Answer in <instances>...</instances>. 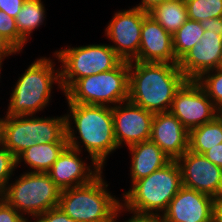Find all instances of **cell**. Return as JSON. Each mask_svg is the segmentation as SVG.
Here are the masks:
<instances>
[{"mask_svg":"<svg viewBox=\"0 0 222 222\" xmlns=\"http://www.w3.org/2000/svg\"><path fill=\"white\" fill-rule=\"evenodd\" d=\"M186 80L178 65L129 61L128 100L154 114L169 112L175 93Z\"/></svg>","mask_w":222,"mask_h":222,"instance_id":"1","label":"cell"},{"mask_svg":"<svg viewBox=\"0 0 222 222\" xmlns=\"http://www.w3.org/2000/svg\"><path fill=\"white\" fill-rule=\"evenodd\" d=\"M93 168H103L107 155L118 148L114 135L112 106L68 103Z\"/></svg>","mask_w":222,"mask_h":222,"instance_id":"2","label":"cell"},{"mask_svg":"<svg viewBox=\"0 0 222 222\" xmlns=\"http://www.w3.org/2000/svg\"><path fill=\"white\" fill-rule=\"evenodd\" d=\"M132 185V188L123 195L124 208L131 213H163L182 187L180 167L176 160H171L163 168L135 181Z\"/></svg>","mask_w":222,"mask_h":222,"instance_id":"3","label":"cell"},{"mask_svg":"<svg viewBox=\"0 0 222 222\" xmlns=\"http://www.w3.org/2000/svg\"><path fill=\"white\" fill-rule=\"evenodd\" d=\"M53 67L51 59L45 57L28 67L13 89L6 116H32L49 103L54 81L61 88L60 71Z\"/></svg>","mask_w":222,"mask_h":222,"instance_id":"4","label":"cell"},{"mask_svg":"<svg viewBox=\"0 0 222 222\" xmlns=\"http://www.w3.org/2000/svg\"><path fill=\"white\" fill-rule=\"evenodd\" d=\"M105 183L100 173L86 185L61 190L58 207L77 222H113L121 203Z\"/></svg>","mask_w":222,"mask_h":222,"instance_id":"5","label":"cell"},{"mask_svg":"<svg viewBox=\"0 0 222 222\" xmlns=\"http://www.w3.org/2000/svg\"><path fill=\"white\" fill-rule=\"evenodd\" d=\"M68 103L105 105L123 103L129 98V61L114 69L78 79L66 92Z\"/></svg>","mask_w":222,"mask_h":222,"instance_id":"6","label":"cell"},{"mask_svg":"<svg viewBox=\"0 0 222 222\" xmlns=\"http://www.w3.org/2000/svg\"><path fill=\"white\" fill-rule=\"evenodd\" d=\"M32 118V119H31ZM6 116L4 147L16 158L36 144L68 143L66 117Z\"/></svg>","mask_w":222,"mask_h":222,"instance_id":"7","label":"cell"},{"mask_svg":"<svg viewBox=\"0 0 222 222\" xmlns=\"http://www.w3.org/2000/svg\"><path fill=\"white\" fill-rule=\"evenodd\" d=\"M60 193L48 173L28 172L6 186L0 197L22 215L24 212L36 217L58 207Z\"/></svg>","mask_w":222,"mask_h":222,"instance_id":"8","label":"cell"},{"mask_svg":"<svg viewBox=\"0 0 222 222\" xmlns=\"http://www.w3.org/2000/svg\"><path fill=\"white\" fill-rule=\"evenodd\" d=\"M63 63L60 71L64 93L80 78L114 69L122 59L110 45H88L55 52Z\"/></svg>","mask_w":222,"mask_h":222,"instance_id":"9","label":"cell"},{"mask_svg":"<svg viewBox=\"0 0 222 222\" xmlns=\"http://www.w3.org/2000/svg\"><path fill=\"white\" fill-rule=\"evenodd\" d=\"M70 116L69 114L65 115L68 146L47 172L60 190L86 185L102 173L101 168H94L92 171L90 166L87 167V164L78 157L81 150L75 132L70 125Z\"/></svg>","mask_w":222,"mask_h":222,"instance_id":"10","label":"cell"},{"mask_svg":"<svg viewBox=\"0 0 222 222\" xmlns=\"http://www.w3.org/2000/svg\"><path fill=\"white\" fill-rule=\"evenodd\" d=\"M169 112L190 131L213 120L218 108L196 80H186L175 93Z\"/></svg>","mask_w":222,"mask_h":222,"instance_id":"11","label":"cell"},{"mask_svg":"<svg viewBox=\"0 0 222 222\" xmlns=\"http://www.w3.org/2000/svg\"><path fill=\"white\" fill-rule=\"evenodd\" d=\"M148 12L138 7L116 12L106 29L115 45L110 47L124 61H132L139 53L141 29Z\"/></svg>","mask_w":222,"mask_h":222,"instance_id":"12","label":"cell"},{"mask_svg":"<svg viewBox=\"0 0 222 222\" xmlns=\"http://www.w3.org/2000/svg\"><path fill=\"white\" fill-rule=\"evenodd\" d=\"M177 163L180 167L182 186L218 198L222 191V169L202 154L187 150Z\"/></svg>","mask_w":222,"mask_h":222,"instance_id":"13","label":"cell"},{"mask_svg":"<svg viewBox=\"0 0 222 222\" xmlns=\"http://www.w3.org/2000/svg\"><path fill=\"white\" fill-rule=\"evenodd\" d=\"M112 106L114 135L117 146H127L150 140L154 113L133 104L129 100L124 106Z\"/></svg>","mask_w":222,"mask_h":222,"instance_id":"14","label":"cell"},{"mask_svg":"<svg viewBox=\"0 0 222 222\" xmlns=\"http://www.w3.org/2000/svg\"><path fill=\"white\" fill-rule=\"evenodd\" d=\"M178 66L187 80L222 67V35L205 30L200 42L178 61Z\"/></svg>","mask_w":222,"mask_h":222,"instance_id":"15","label":"cell"},{"mask_svg":"<svg viewBox=\"0 0 222 222\" xmlns=\"http://www.w3.org/2000/svg\"><path fill=\"white\" fill-rule=\"evenodd\" d=\"M215 198L182 186L162 217L164 222H212Z\"/></svg>","mask_w":222,"mask_h":222,"instance_id":"16","label":"cell"},{"mask_svg":"<svg viewBox=\"0 0 222 222\" xmlns=\"http://www.w3.org/2000/svg\"><path fill=\"white\" fill-rule=\"evenodd\" d=\"M133 60L178 65L172 34L148 14L143 19L139 53Z\"/></svg>","mask_w":222,"mask_h":222,"instance_id":"17","label":"cell"},{"mask_svg":"<svg viewBox=\"0 0 222 222\" xmlns=\"http://www.w3.org/2000/svg\"><path fill=\"white\" fill-rule=\"evenodd\" d=\"M150 140L170 160H177L189 149V131L170 112L154 114Z\"/></svg>","mask_w":222,"mask_h":222,"instance_id":"18","label":"cell"},{"mask_svg":"<svg viewBox=\"0 0 222 222\" xmlns=\"http://www.w3.org/2000/svg\"><path fill=\"white\" fill-rule=\"evenodd\" d=\"M128 148L132 152V166L130 168L132 184L163 168L171 161L151 140L133 144Z\"/></svg>","mask_w":222,"mask_h":222,"instance_id":"19","label":"cell"},{"mask_svg":"<svg viewBox=\"0 0 222 222\" xmlns=\"http://www.w3.org/2000/svg\"><path fill=\"white\" fill-rule=\"evenodd\" d=\"M67 146L68 143L36 144L16 158L17 166L24 160L25 164L34 169L31 172L47 173Z\"/></svg>","mask_w":222,"mask_h":222,"instance_id":"20","label":"cell"},{"mask_svg":"<svg viewBox=\"0 0 222 222\" xmlns=\"http://www.w3.org/2000/svg\"><path fill=\"white\" fill-rule=\"evenodd\" d=\"M222 143V114L213 120L189 131V149L197 154L206 151Z\"/></svg>","mask_w":222,"mask_h":222,"instance_id":"21","label":"cell"},{"mask_svg":"<svg viewBox=\"0 0 222 222\" xmlns=\"http://www.w3.org/2000/svg\"><path fill=\"white\" fill-rule=\"evenodd\" d=\"M148 15L172 35L188 20L185 0L158 4L148 11Z\"/></svg>","mask_w":222,"mask_h":222,"instance_id":"22","label":"cell"},{"mask_svg":"<svg viewBox=\"0 0 222 222\" xmlns=\"http://www.w3.org/2000/svg\"><path fill=\"white\" fill-rule=\"evenodd\" d=\"M205 29L200 22L188 19L173 35V50L179 61L203 37Z\"/></svg>","mask_w":222,"mask_h":222,"instance_id":"23","label":"cell"},{"mask_svg":"<svg viewBox=\"0 0 222 222\" xmlns=\"http://www.w3.org/2000/svg\"><path fill=\"white\" fill-rule=\"evenodd\" d=\"M44 15L45 10L41 0H25L20 12L15 17V21L19 34L26 41L32 30L43 23Z\"/></svg>","mask_w":222,"mask_h":222,"instance_id":"24","label":"cell"},{"mask_svg":"<svg viewBox=\"0 0 222 222\" xmlns=\"http://www.w3.org/2000/svg\"><path fill=\"white\" fill-rule=\"evenodd\" d=\"M188 19L200 22L222 17V0H185Z\"/></svg>","mask_w":222,"mask_h":222,"instance_id":"25","label":"cell"},{"mask_svg":"<svg viewBox=\"0 0 222 222\" xmlns=\"http://www.w3.org/2000/svg\"><path fill=\"white\" fill-rule=\"evenodd\" d=\"M215 70L211 75V70L203 73L196 81L219 109L222 106V67Z\"/></svg>","mask_w":222,"mask_h":222,"instance_id":"26","label":"cell"},{"mask_svg":"<svg viewBox=\"0 0 222 222\" xmlns=\"http://www.w3.org/2000/svg\"><path fill=\"white\" fill-rule=\"evenodd\" d=\"M0 34L17 50L20 51L26 40L19 34L15 18L0 10Z\"/></svg>","mask_w":222,"mask_h":222,"instance_id":"27","label":"cell"},{"mask_svg":"<svg viewBox=\"0 0 222 222\" xmlns=\"http://www.w3.org/2000/svg\"><path fill=\"white\" fill-rule=\"evenodd\" d=\"M17 166L16 157L4 146L0 147V196L3 194L10 176Z\"/></svg>","mask_w":222,"mask_h":222,"instance_id":"28","label":"cell"},{"mask_svg":"<svg viewBox=\"0 0 222 222\" xmlns=\"http://www.w3.org/2000/svg\"><path fill=\"white\" fill-rule=\"evenodd\" d=\"M0 222H29L21 213L16 211L0 197Z\"/></svg>","mask_w":222,"mask_h":222,"instance_id":"29","label":"cell"},{"mask_svg":"<svg viewBox=\"0 0 222 222\" xmlns=\"http://www.w3.org/2000/svg\"><path fill=\"white\" fill-rule=\"evenodd\" d=\"M36 222H77L69 217L60 207H54L50 210L36 216ZM35 222V221H34Z\"/></svg>","mask_w":222,"mask_h":222,"instance_id":"30","label":"cell"},{"mask_svg":"<svg viewBox=\"0 0 222 222\" xmlns=\"http://www.w3.org/2000/svg\"><path fill=\"white\" fill-rule=\"evenodd\" d=\"M123 204L121 203L119 205V207L117 208L114 217H113V222H117L116 221V217L118 215V212H120V210H123L122 206ZM125 222H164L163 217H160V214H148V213H138V212H134V216L131 217V219H129L128 221Z\"/></svg>","mask_w":222,"mask_h":222,"instance_id":"31","label":"cell"},{"mask_svg":"<svg viewBox=\"0 0 222 222\" xmlns=\"http://www.w3.org/2000/svg\"><path fill=\"white\" fill-rule=\"evenodd\" d=\"M24 2L25 0H0V10L15 18Z\"/></svg>","mask_w":222,"mask_h":222,"instance_id":"32","label":"cell"},{"mask_svg":"<svg viewBox=\"0 0 222 222\" xmlns=\"http://www.w3.org/2000/svg\"><path fill=\"white\" fill-rule=\"evenodd\" d=\"M200 25L209 32H215L216 35H222V17L201 20Z\"/></svg>","mask_w":222,"mask_h":222,"instance_id":"33","label":"cell"},{"mask_svg":"<svg viewBox=\"0 0 222 222\" xmlns=\"http://www.w3.org/2000/svg\"><path fill=\"white\" fill-rule=\"evenodd\" d=\"M203 156L222 169V143L206 151Z\"/></svg>","mask_w":222,"mask_h":222,"instance_id":"34","label":"cell"},{"mask_svg":"<svg viewBox=\"0 0 222 222\" xmlns=\"http://www.w3.org/2000/svg\"><path fill=\"white\" fill-rule=\"evenodd\" d=\"M18 52L1 34H0V62L3 58Z\"/></svg>","mask_w":222,"mask_h":222,"instance_id":"35","label":"cell"},{"mask_svg":"<svg viewBox=\"0 0 222 222\" xmlns=\"http://www.w3.org/2000/svg\"><path fill=\"white\" fill-rule=\"evenodd\" d=\"M212 222H222V201L219 198L214 201Z\"/></svg>","mask_w":222,"mask_h":222,"instance_id":"36","label":"cell"},{"mask_svg":"<svg viewBox=\"0 0 222 222\" xmlns=\"http://www.w3.org/2000/svg\"><path fill=\"white\" fill-rule=\"evenodd\" d=\"M166 1H169V0H142V2H141L142 4H139V6H136V7H138L139 9H141L143 11L148 12L154 6L164 3Z\"/></svg>","mask_w":222,"mask_h":222,"instance_id":"37","label":"cell"},{"mask_svg":"<svg viewBox=\"0 0 222 222\" xmlns=\"http://www.w3.org/2000/svg\"><path fill=\"white\" fill-rule=\"evenodd\" d=\"M5 123H6V118L5 119L0 118V147L4 146Z\"/></svg>","mask_w":222,"mask_h":222,"instance_id":"38","label":"cell"},{"mask_svg":"<svg viewBox=\"0 0 222 222\" xmlns=\"http://www.w3.org/2000/svg\"><path fill=\"white\" fill-rule=\"evenodd\" d=\"M218 110H219V114H222V106Z\"/></svg>","mask_w":222,"mask_h":222,"instance_id":"39","label":"cell"},{"mask_svg":"<svg viewBox=\"0 0 222 222\" xmlns=\"http://www.w3.org/2000/svg\"><path fill=\"white\" fill-rule=\"evenodd\" d=\"M218 198L222 201V191H221V193H220Z\"/></svg>","mask_w":222,"mask_h":222,"instance_id":"40","label":"cell"}]
</instances>
